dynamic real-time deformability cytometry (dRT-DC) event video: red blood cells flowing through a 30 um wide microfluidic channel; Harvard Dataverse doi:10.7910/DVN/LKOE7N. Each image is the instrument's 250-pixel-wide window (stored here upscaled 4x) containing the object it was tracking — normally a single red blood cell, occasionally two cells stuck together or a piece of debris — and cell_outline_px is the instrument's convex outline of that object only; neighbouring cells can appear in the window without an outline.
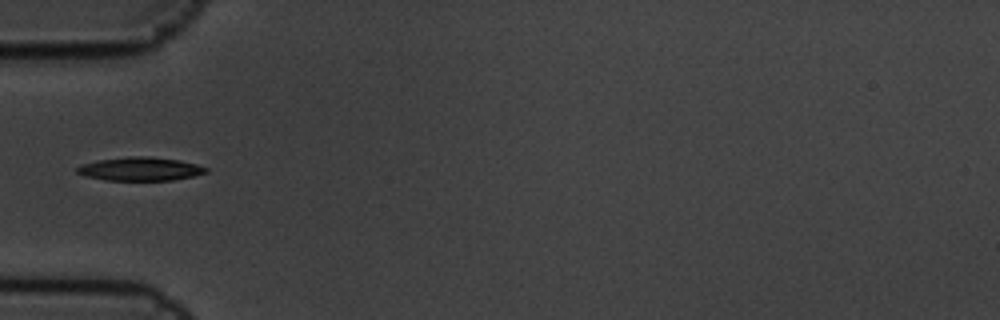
{"species": "common noctule bat (a hibernating species)", "species_latin": "Nyctalus noctula", "temperature_condition": "cold", "stored_images_in_passage": 7, "camera_frame_rate_fps": 3000, "um_per_image_px": 0.085, "animal": {"sex": "male", "body_mass_g": 19.5, "forearm_length_mm": 54.6}, "frame": {"image": 1, "passage_image": 1, "time_ms": 0.0, "image_size_px": [1000, 320], "cell_outline_px": [[208, 172], [192, 176], [172, 180], [104, 180], [88, 176], [76, 172], [76, 168], [80, 164], [96, 160], [128, 156], [148, 156], [180, 160], [196, 164], [208, 168]], "centroid_in_image_um": [11.9, 14.35], "position_along_channel_um": 73.1, "area_um2": 17.69}}
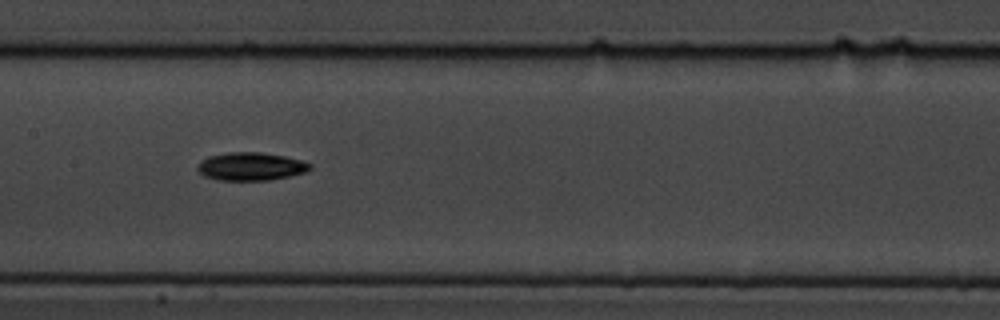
{"frame": {"image": 2, "passage_image": 4, "time_ms": 1.0, "image_size_px": [1000, 320], "cell_outline_px": [[312, 168], [304, 172], [272, 180], [216, 180], [204, 176], [196, 168], [200, 160], [208, 156], [228, 152], [260, 152], [284, 156], [300, 160], [312, 164]], "centroid_in_image_um": [21.28, 14.14], "position_along_channel_um": 186.1, "area_um2": 18.44}}
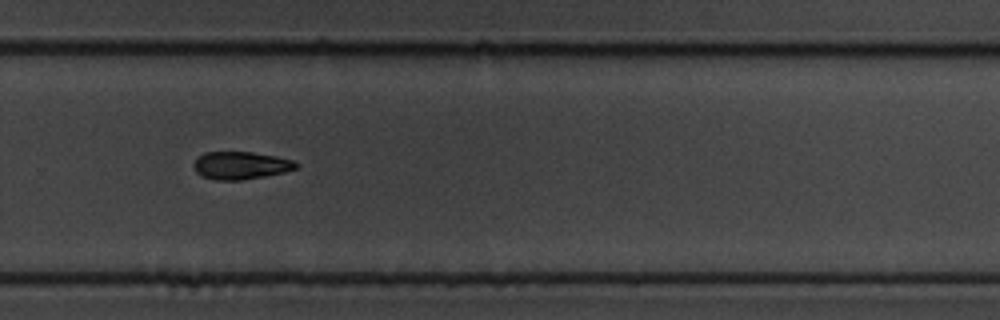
{"frame": {"image": 3, "passage_image": 7, "time_ms": 2.0, "image_size_px": [1000, 320], "cell_outline_px": [[300, 164], [296, 168], [284, 172], [264, 176], [240, 180], [216, 180], [200, 176], [196, 172], [192, 164], [196, 156], [204, 152], [252, 152], [276, 156], [292, 160]], "centroid_in_image_um": [20.41, 14.05], "position_along_channel_um": 309.4, "area_um2": 16.65}}